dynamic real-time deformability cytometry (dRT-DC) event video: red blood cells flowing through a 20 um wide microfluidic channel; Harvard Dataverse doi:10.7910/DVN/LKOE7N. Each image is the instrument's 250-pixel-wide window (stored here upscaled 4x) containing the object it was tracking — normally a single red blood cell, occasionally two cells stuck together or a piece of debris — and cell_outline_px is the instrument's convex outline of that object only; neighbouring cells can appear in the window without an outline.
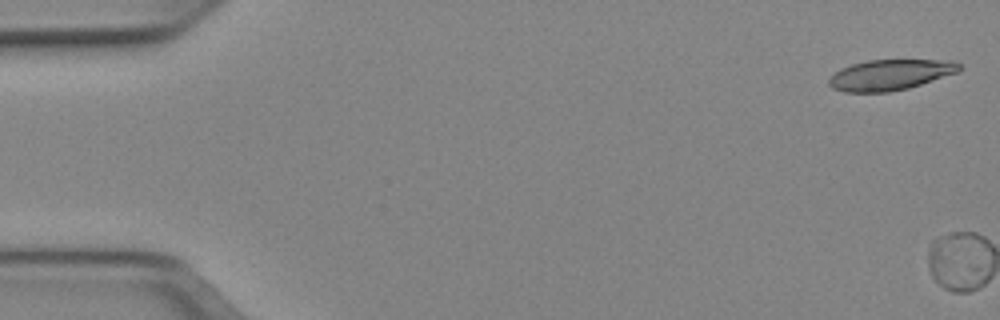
{"species": "Egyptian fruit bat (a non-hibernating species)", "species_latin": "Rousettus aegyptiacus", "temperature_condition": "cold", "stored_images_in_passage": 2, "camera_frame_rate_fps": 3000, "um_per_image_px": 0.085, "animal": {"sex": "female"}, "frame": {"image": 1, "passage_image": 1, "time_ms": 0.0, "image_size_px": [1000, 320], "cell_outline_px": [[964, 68], [956, 72], [908, 88], [888, 92], [844, 92], [832, 88], [828, 84], [828, 80], [840, 68], [852, 64], [868, 60], [936, 60], [960, 64]], "centroid_in_image_um": [75.59, 6.37], "position_along_channel_um": 9.4, "area_um2": 22.89}}